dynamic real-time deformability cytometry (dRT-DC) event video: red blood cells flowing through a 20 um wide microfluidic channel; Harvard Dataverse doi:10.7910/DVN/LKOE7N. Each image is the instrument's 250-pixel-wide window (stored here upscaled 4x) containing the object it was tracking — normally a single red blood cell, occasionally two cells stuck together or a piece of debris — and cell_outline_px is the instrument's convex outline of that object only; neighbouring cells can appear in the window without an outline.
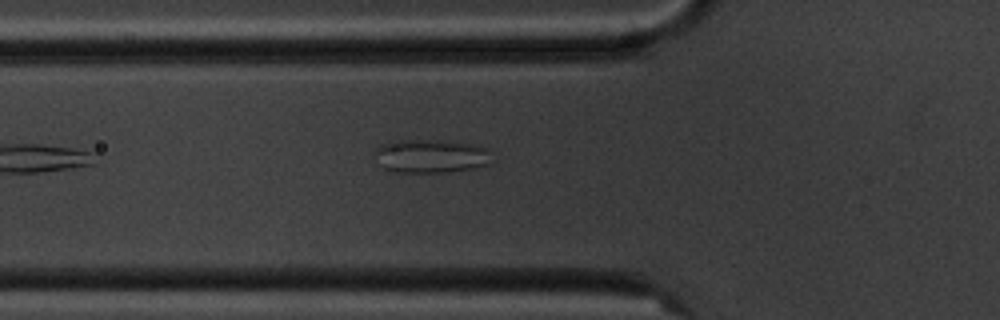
{"species": "common noctule bat (a hibernating species)", "species_latin": "Nyctalus noctula", "temperature_condition": "cold", "stored_images_in_passage": 3, "camera_frame_rate_fps": 3000, "um_per_image_px": 0.085, "animal": {"sex": "male", "body_mass_g": 20.1, "forearm_length_mm": 53.5}, "frame": {"image": 1, "passage_image": 3, "time_ms": 2.333, "image_size_px": [1000, 320], "cell_outline_px": [[492, 152], [484, 164], [472, 168], [448, 172], [396, 172], [384, 168], [380, 164], [376, 152], [376, 148], [380, 144], [392, 140], [436, 140], [476, 144], [488, 148]], "centroid_in_image_um": [36.6, 13.25], "position_along_channel_um": 89.2, "area_um2": 22.66}}